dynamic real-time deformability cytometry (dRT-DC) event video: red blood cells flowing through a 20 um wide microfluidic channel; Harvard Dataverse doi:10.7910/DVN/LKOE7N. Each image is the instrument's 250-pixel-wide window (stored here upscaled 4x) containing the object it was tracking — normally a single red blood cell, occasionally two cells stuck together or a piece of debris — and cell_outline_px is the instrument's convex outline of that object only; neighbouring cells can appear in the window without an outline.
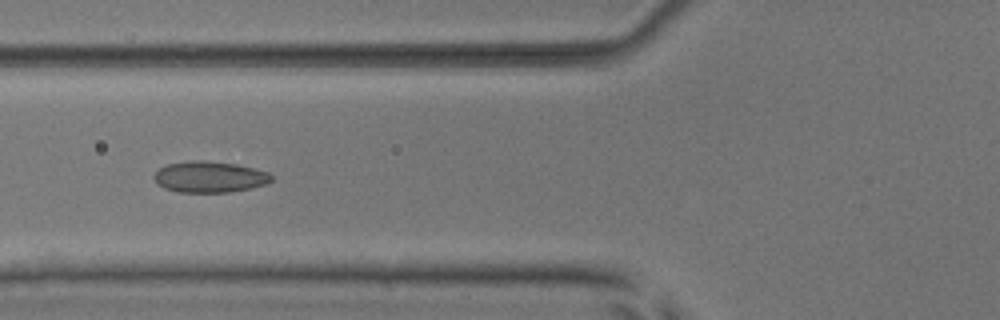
{"species": "common noctule bat (a hibernating species)", "species_latin": "Nyctalus noctula", "temperature_condition": "room temperature", "stored_images_in_passage": 47, "camera_frame_rate_fps": 3000, "um_per_image_px": 0.085, "animal": {"sex": "male", "body_mass_g": 17.9, "forearm_length_mm": 54.2}, "frame": {"image": 1, "passage_image": 15, "time_ms": 4.667, "image_size_px": [1000, 320], "cell_outline_px": [[272, 180], [264, 184], [248, 188], [228, 192], [176, 192], [164, 188], [156, 184], [152, 176], [160, 168], [168, 164], [192, 160], [204, 160], [236, 164], [256, 168], [268, 172], [272, 176]], "centroid_in_image_um": [17.77, 15.03], "position_along_channel_um": 108.0, "area_um2": 21.33}}
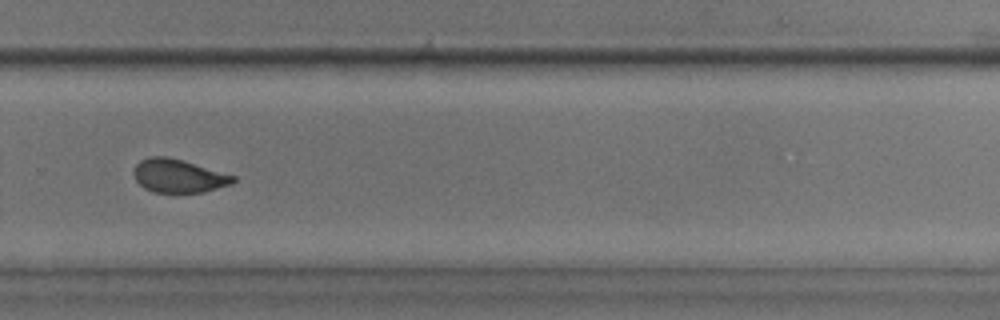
{"frame": {"image": 2, "passage_image": 31, "time_ms": 10.0, "image_size_px": [1000, 320], "cell_outline_px": [[236, 180], [232, 184], [204, 192], [152, 192], [144, 188], [136, 180], [132, 172], [136, 164], [140, 160], [148, 156], [168, 156], [184, 160], [236, 176]], "centroid_in_image_um": [15.16, 14.94], "position_along_channel_um": 314.6, "area_um2": 19.54}}
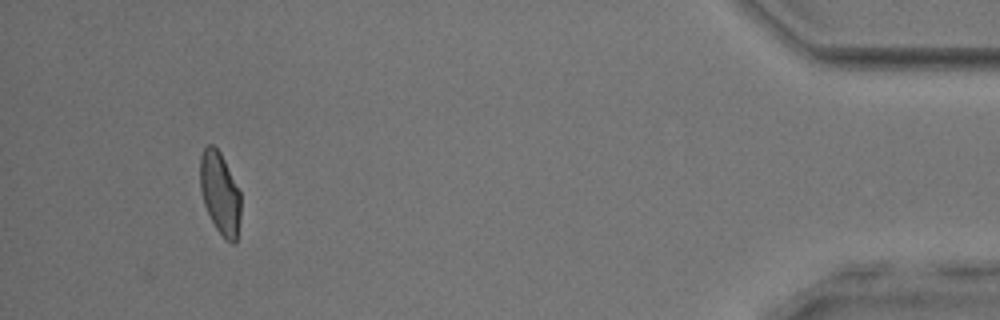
{"frame": {"image": 3, "passage_image": 44, "time_ms": 14.333, "image_size_px": [1000, 320], "cell_outline_px": [[240, 216], [236, 244], [232, 244], [216, 228], [204, 204], [200, 188], [200, 156], [204, 148], [208, 144], [212, 144], [220, 152], [240, 192]], "centroid_in_image_um": [18.69, 16.41], "position_along_channel_um": 416.5, "area_um2": 19.19}, "authors_computed_cell_mechanics": {"area_um2": 20.2878, "velocity_mm_per_s": 3.8851, "shape_relaxation_time_tau1_ms": null, "shape_relaxation_time_tau2_ms": 1.2821, "deformation_change_tau1": null, "deformation_change_tau2": 0.0702}}